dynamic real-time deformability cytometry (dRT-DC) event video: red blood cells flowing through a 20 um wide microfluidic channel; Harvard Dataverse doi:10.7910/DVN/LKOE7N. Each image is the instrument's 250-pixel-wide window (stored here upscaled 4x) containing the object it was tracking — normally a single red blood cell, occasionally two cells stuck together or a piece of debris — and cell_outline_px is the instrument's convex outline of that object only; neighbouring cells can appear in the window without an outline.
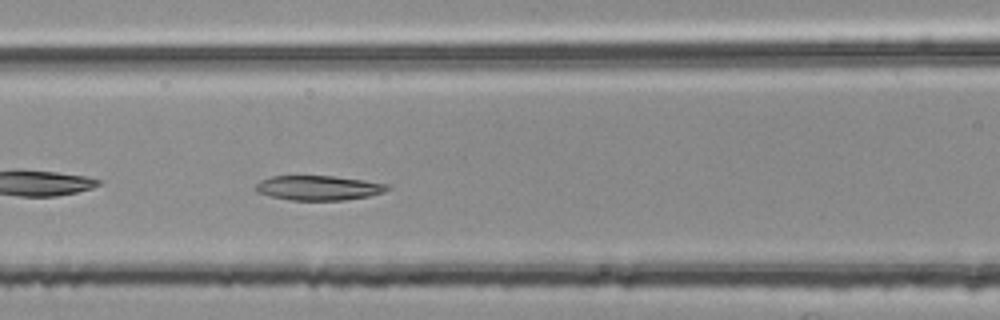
{"species": "common noctule bat (a hibernating species)", "species_latin": "Nyctalus noctula", "temperature_condition": "room temperature", "stored_images_in_passage": 30, "camera_frame_rate_fps": 3000, "um_per_image_px": 0.085, "animal": {"sex": "female", "body_mass_g": 25.1}, "frame": {"image": 1, "passage_image": 7, "time_ms": 2.0, "image_size_px": [1000, 320], "cell_outline_px": [[392, 188], [384, 192], [368, 196], [344, 200], [288, 200], [268, 196], [256, 192], [256, 184], [260, 180], [272, 176], [332, 176], [364, 180], [388, 184]], "centroid_in_image_um": [27.07, 15.97], "position_along_channel_um": 139.5, "area_um2": 19.02}}
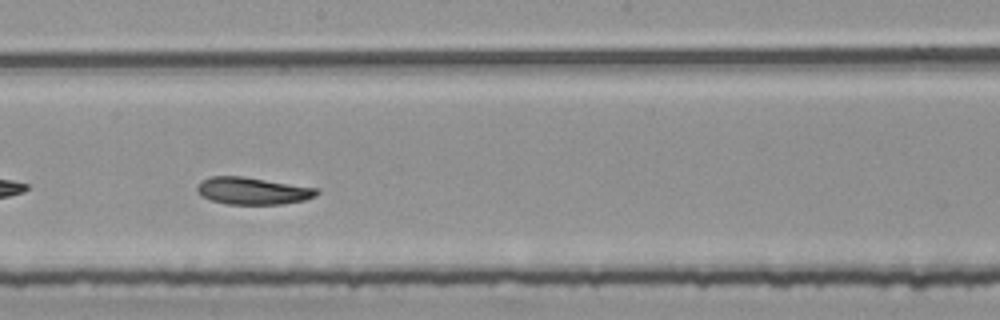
{"frame": {"image": 2, "passage_image": 14, "time_ms": 4.333, "image_size_px": [1000, 320], "cell_outline_px": [[320, 192], [316, 196], [304, 200], [284, 204], [224, 204], [200, 196], [196, 192], [196, 188], [204, 180], [212, 176], [240, 176], [316, 188]], "centroid_in_image_um": [21.46, 16.24], "position_along_channel_um": 226.7, "area_um2": 18.73}}
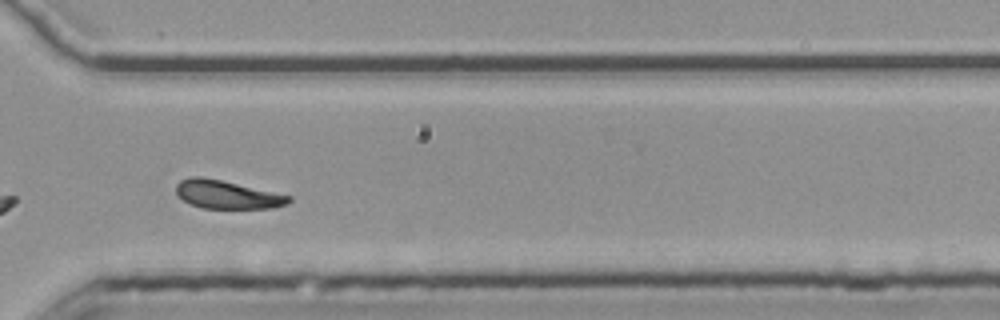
{"frame": {"image": 3, "passage_image": 24, "time_ms": 7.667, "image_size_px": [1000, 320], "cell_outline_px": [[292, 200], [288, 204], [272, 208], [200, 208], [184, 200], [176, 192], [176, 184], [180, 180], [192, 176], [200, 176], [220, 180], [292, 196]], "centroid_in_image_um": [19.31, 16.54], "position_along_channel_um": 351.3, "area_um2": 18.38}}